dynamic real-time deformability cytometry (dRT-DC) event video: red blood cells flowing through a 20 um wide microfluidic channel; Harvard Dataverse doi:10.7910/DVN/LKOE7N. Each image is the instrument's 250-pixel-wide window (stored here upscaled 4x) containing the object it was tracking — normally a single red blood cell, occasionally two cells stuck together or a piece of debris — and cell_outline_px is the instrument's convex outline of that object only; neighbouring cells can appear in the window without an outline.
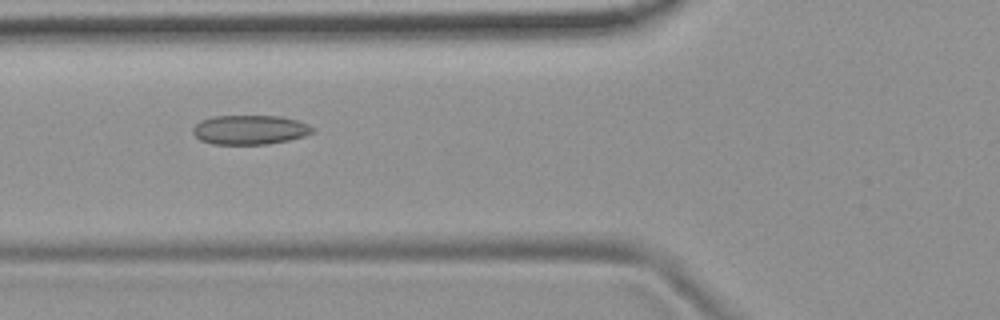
{"species": "common noctule bat (a hibernating species)", "species_latin": "Nyctalus noctula", "temperature_condition": "room temperature", "stored_images_in_passage": 4, "camera_frame_rate_fps": 3000, "um_per_image_px": 0.085, "animal": {"sex": "female", "body_mass_g": 19.9}, "frame": {"image": 1, "passage_image": 2, "time_ms": 1.0, "image_size_px": [1000, 320], "cell_outline_px": [[312, 132], [304, 136], [288, 140], [268, 144], [212, 144], [200, 140], [192, 132], [192, 128], [200, 120], [212, 116], [280, 116], [296, 120], [308, 124], [312, 128]], "centroid_in_image_um": [21.19, 11.03], "position_along_channel_um": 104.6, "area_um2": 20.4}}
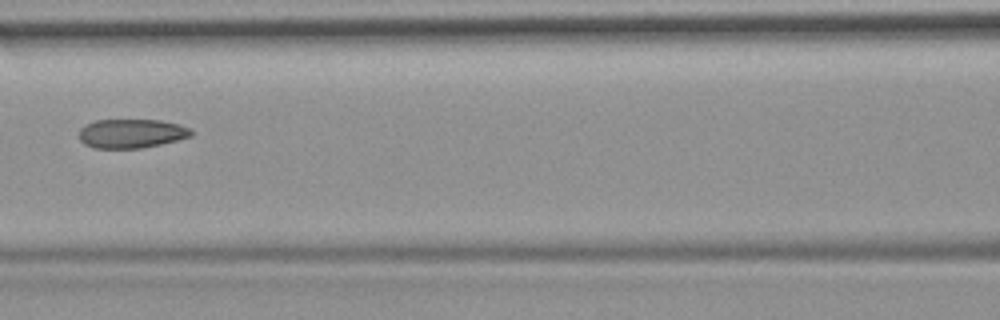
{"frame": {"image": 2, "passage_image": 3, "time_ms": 2.333, "image_size_px": [1000, 320], "cell_outline_px": [[192, 136], [160, 144], [140, 148], [92, 148], [84, 144], [80, 140], [80, 128], [96, 120], [160, 120], [180, 124], [192, 128]], "centroid_in_image_um": [11.19, 11.34], "position_along_channel_um": 155.4, "area_um2": 18.96}}
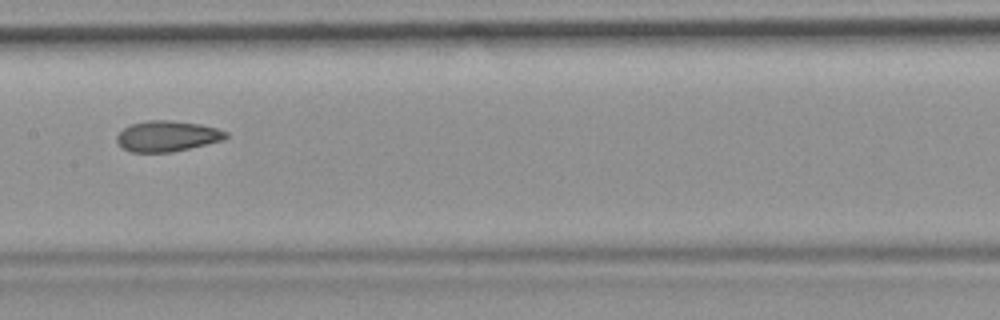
{"frame": {"image": 3, "passage_image": 4, "time_ms": 3.333, "image_size_px": [1000, 320], "cell_outline_px": [[228, 136], [224, 140], [172, 152], [132, 152], [124, 148], [116, 140], [116, 136], [124, 128], [132, 124], [148, 120], [172, 120], [200, 124], [216, 128], [228, 132]], "centroid_in_image_um": [14.24, 11.57], "position_along_channel_um": 193.2, "area_um2": 19.42}}